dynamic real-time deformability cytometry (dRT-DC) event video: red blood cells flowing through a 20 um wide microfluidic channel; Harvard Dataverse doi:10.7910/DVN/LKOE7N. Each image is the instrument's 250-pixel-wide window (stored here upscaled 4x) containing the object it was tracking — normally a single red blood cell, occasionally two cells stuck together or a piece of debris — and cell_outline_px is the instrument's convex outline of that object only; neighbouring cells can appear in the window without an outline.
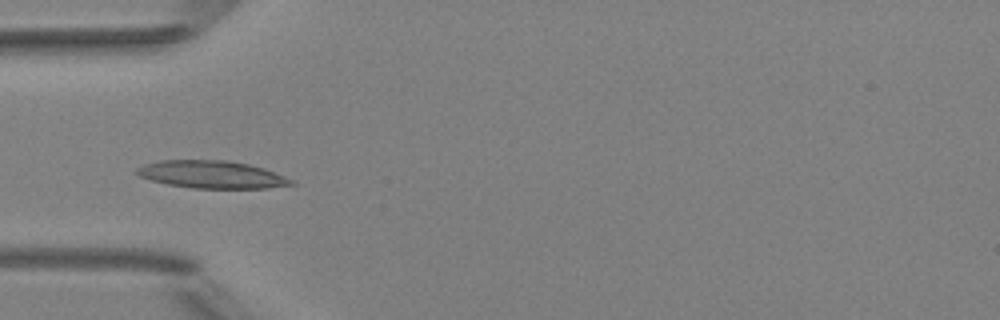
{"species": "Egyptian fruit bat (a non-hibernating species)", "species_latin": "Rousettus aegyptiacus", "temperature_condition": "room temperature", "stored_images_in_passage": 7, "camera_frame_rate_fps": 3000, "um_per_image_px": 0.085, "animal": {"sex": "female"}, "frame": {"image": 1, "passage_image": 4, "time_ms": 4.333, "image_size_px": [1000, 320], "cell_outline_px": [[296, 184], [268, 188], [192, 188], [168, 184], [152, 180], [140, 176], [132, 172], [136, 168], [144, 164], [160, 160], [228, 160], [248, 164], [264, 168], [284, 176], [292, 180]], "centroid_in_image_um": [17.97, 14.83], "position_along_channel_um": 67.0, "area_um2": 24.8}}
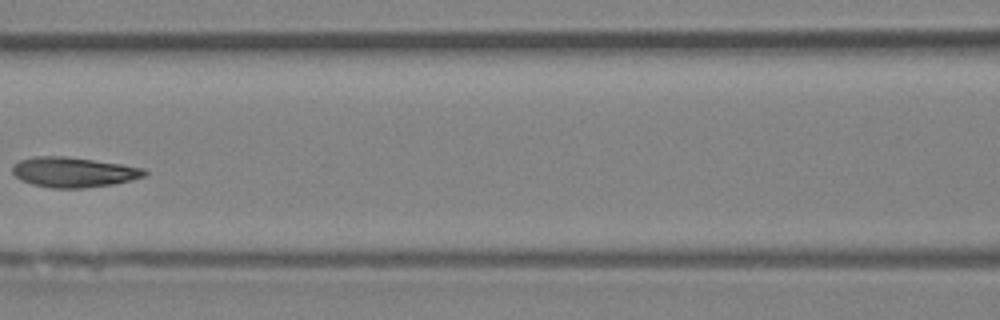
{"frame": {"image": 2, "passage_image": 6, "time_ms": 6.667, "image_size_px": [1000, 320], "cell_outline_px": [[148, 172], [144, 176], [112, 184], [84, 188], [52, 188], [32, 184], [20, 180], [12, 172], [12, 164], [20, 160], [36, 156], [64, 156], [120, 164], [144, 168]], "centroid_in_image_um": [6.2, 14.63], "position_along_channel_um": 160.4, "area_um2": 22.95}}
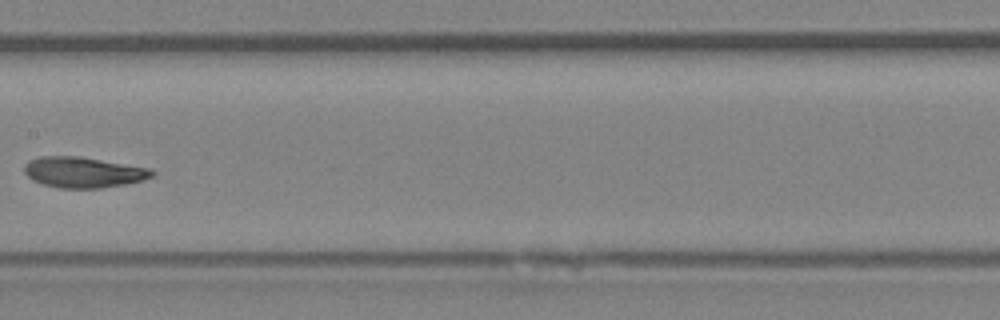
{"frame": {"image": 3, "passage_image": 7, "time_ms": 7.667, "image_size_px": [1000, 320], "cell_outline_px": [[156, 172], [152, 176], [144, 180], [124, 184], [100, 188], [60, 188], [44, 184], [32, 180], [24, 172], [24, 164], [28, 160], [40, 156], [80, 156], [152, 168]], "centroid_in_image_um": [7.09, 14.63], "position_along_channel_um": 200.3, "area_um2": 23.0}}